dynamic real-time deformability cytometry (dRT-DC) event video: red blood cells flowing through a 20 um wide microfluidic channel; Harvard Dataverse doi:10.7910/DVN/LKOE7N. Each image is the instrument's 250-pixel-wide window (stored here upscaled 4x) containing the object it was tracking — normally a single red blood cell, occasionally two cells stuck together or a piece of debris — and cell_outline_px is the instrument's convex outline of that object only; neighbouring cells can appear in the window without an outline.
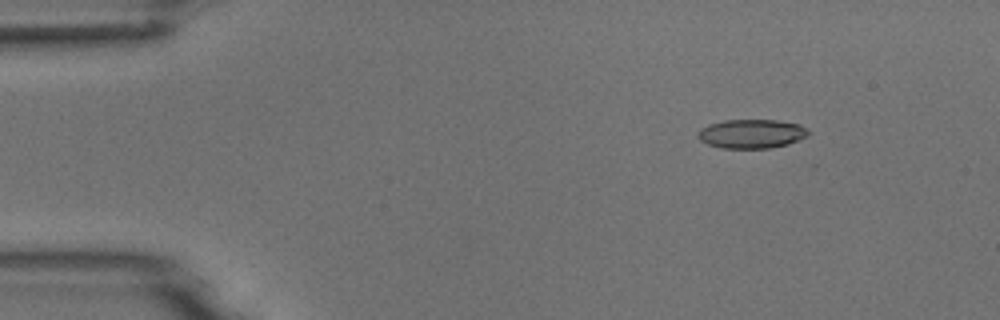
{"species": "common noctule bat (a hibernating species)", "species_latin": "Nyctalus noctula", "temperature_condition": "room temperature", "stored_images_in_passage": 9, "camera_frame_rate_fps": 3000, "um_per_image_px": 0.085, "animal": {"sex": "male", "body_mass_g": 18.8}, "frame": {"image": 1, "passage_image": 2, "time_ms": 1.333, "image_size_px": [1000, 320], "cell_outline_px": [[808, 136], [788, 144], [772, 148], [720, 148], [708, 144], [700, 140], [696, 136], [700, 128], [708, 124], [724, 120], [776, 120], [800, 124], [808, 128]], "centroid_in_image_um": [63.87, 11.37], "position_along_channel_um": 21.1, "area_um2": 18.84}}